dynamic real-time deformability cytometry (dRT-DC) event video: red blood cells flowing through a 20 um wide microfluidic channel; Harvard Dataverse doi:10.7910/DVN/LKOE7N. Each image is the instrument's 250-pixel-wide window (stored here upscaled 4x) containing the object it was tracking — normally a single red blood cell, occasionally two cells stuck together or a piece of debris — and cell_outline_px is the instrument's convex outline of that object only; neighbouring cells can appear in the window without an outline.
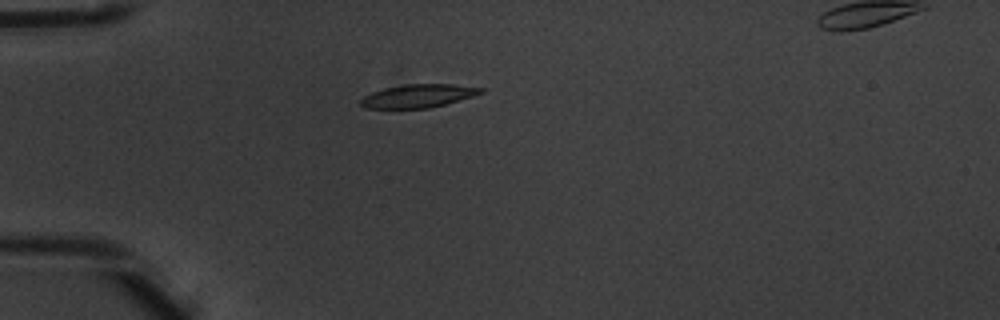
{"species": "common noctule bat (a hibernating species)", "species_latin": "Nyctalus noctula", "temperature_condition": "warm", "stored_images_in_passage": 2, "segment_of_instrument_passage": [1, 2], "camera_frame_rate_fps": 3000, "um_per_image_px": 0.085, "animal": {"sex": "male", "body_mass_g": 20.1, "forearm_length_mm": 53.5}, "frame": {"image": 1, "passage_image": 1, "time_ms": 0.0, "image_size_px": [1000, 320], "cell_outline_px": [[484, 92], [472, 96], [444, 104], [428, 108], [364, 108], [360, 104], [360, 100], [364, 96], [372, 92], [404, 84], [452, 84], [484, 88]], "centroid_in_image_um": [35.54, 8.15], "position_along_channel_um": 49.5, "area_um2": 16.01}}